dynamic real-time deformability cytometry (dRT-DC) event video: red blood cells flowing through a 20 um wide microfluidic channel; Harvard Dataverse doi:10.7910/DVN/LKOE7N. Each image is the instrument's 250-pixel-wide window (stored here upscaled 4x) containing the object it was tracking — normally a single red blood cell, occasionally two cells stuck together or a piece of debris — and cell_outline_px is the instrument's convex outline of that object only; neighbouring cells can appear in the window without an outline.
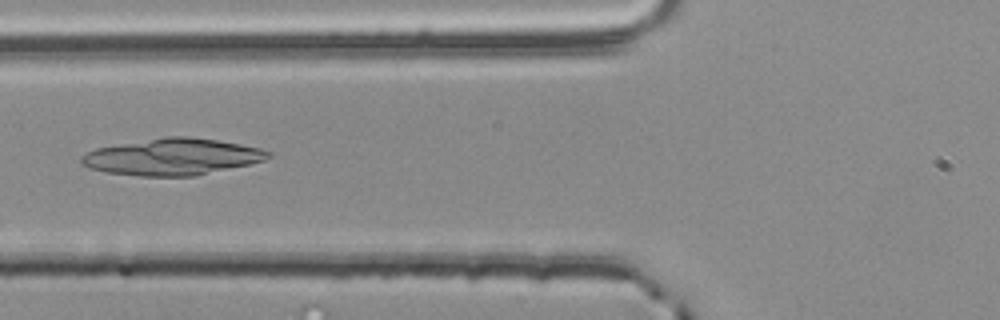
{"species": "common noctule bat (a hibernating species)", "species_latin": "Nyctalus noctula", "temperature_condition": "room temperature", "stored_images_in_passage": 40, "camera_frame_rate_fps": 3000, "um_per_image_px": 0.085, "animal": {"sex": "male", "body_mass_g": 20.4}, "frame": {"image": 1, "passage_image": 7, "time_ms": 2.0, "image_size_px": [1000, 320], "cell_outline_px": [[272, 156], [264, 160], [248, 164], [192, 176], [140, 176], [104, 172], [80, 164], [80, 156], [96, 148], [168, 136], [188, 136], [216, 140], [240, 144], [260, 148], [272, 152]], "centroid_in_image_um": [14.63, 13.33], "position_along_channel_um": 111.2, "area_um2": 39.42}}
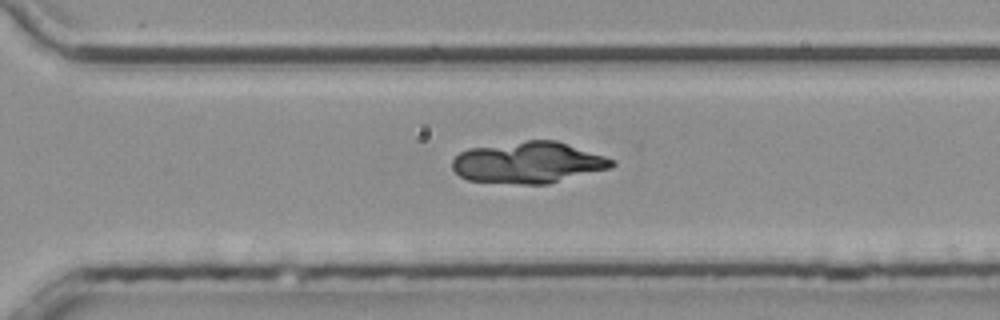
{"frame": {"image": 2, "passage_image": 24, "time_ms": 7.667, "image_size_px": [1000, 320], "cell_outline_px": [[616, 164], [612, 168], [548, 184], [520, 184], [468, 180], [460, 176], [452, 168], [452, 160], [460, 152], [468, 148], [528, 140], [556, 140], [616, 160]], "centroid_in_image_um": [44.92, 13.82], "position_along_channel_um": 325.7, "area_um2": 38.55}}
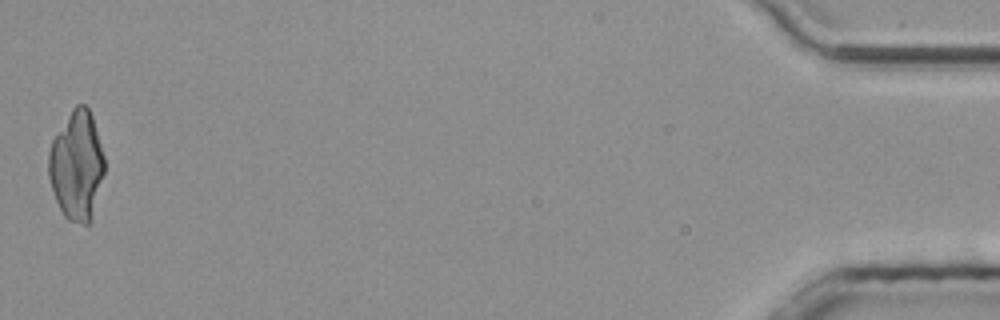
{"frame": {"image": 3, "passage_image": 40, "time_ms": 13.0, "image_size_px": [1000, 320], "cell_outline_px": [[104, 172], [88, 224], [84, 224], [68, 220], [64, 216], [56, 200], [48, 176], [48, 152], [52, 140], [72, 108], [76, 104], [84, 104], [88, 108], [92, 116], [104, 156]], "centroid_in_image_um": [6.49, 14.03], "position_along_channel_um": 428.7, "area_um2": 34.91}}